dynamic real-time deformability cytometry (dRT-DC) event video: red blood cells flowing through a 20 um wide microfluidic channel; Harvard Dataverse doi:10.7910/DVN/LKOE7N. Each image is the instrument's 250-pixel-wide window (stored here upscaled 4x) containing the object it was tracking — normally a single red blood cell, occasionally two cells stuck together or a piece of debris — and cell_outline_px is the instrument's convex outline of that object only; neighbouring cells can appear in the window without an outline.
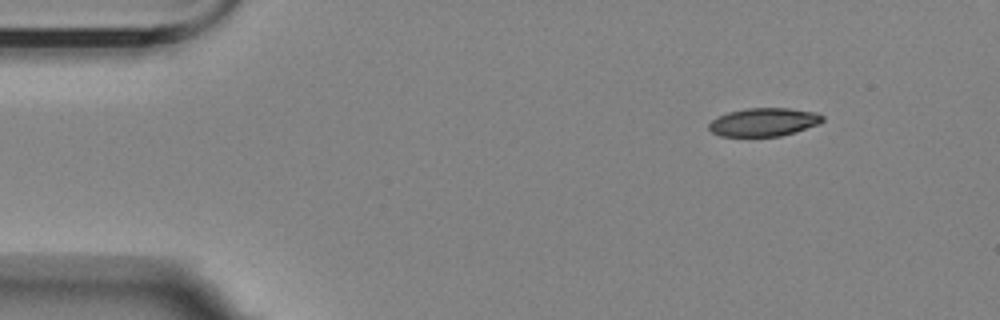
{"species": "Egyptian fruit bat (a non-hibernating species)", "species_latin": "Rousettus aegyptiacus", "temperature_condition": "room temperature", "stored_images_in_passage": 4, "camera_frame_rate_fps": 3000, "um_per_image_px": 0.085, "animal": {"sex": "female"}, "frame": {"image": 1, "passage_image": 1, "time_ms": 0.0, "image_size_px": [1000, 320], "cell_outline_px": [[824, 120], [820, 124], [796, 132], [780, 136], [720, 136], [712, 132], [708, 128], [708, 124], [712, 120], [728, 112], [748, 108], [788, 108], [816, 112], [824, 116]], "centroid_in_image_um": [64.96, 10.38], "position_along_channel_um": 20.0, "area_um2": 18.79}}